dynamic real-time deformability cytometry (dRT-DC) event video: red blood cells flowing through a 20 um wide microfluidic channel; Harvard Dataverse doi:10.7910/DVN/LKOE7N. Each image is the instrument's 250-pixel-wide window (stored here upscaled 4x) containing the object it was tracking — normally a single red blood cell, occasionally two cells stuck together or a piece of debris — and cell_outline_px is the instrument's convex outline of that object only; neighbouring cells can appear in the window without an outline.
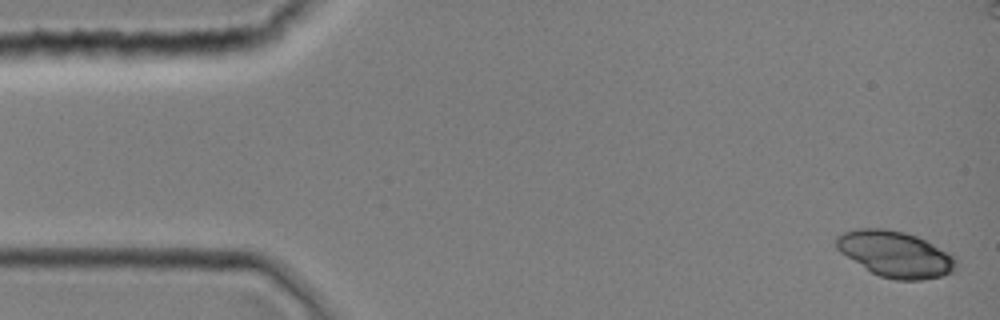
{"species": "common noctule bat (a hibernating species)", "species_latin": "Nyctalus noctula", "temperature_condition": "room temperature", "stored_images_in_passage": 38, "segment_of_instrument_passage": [1, 2], "camera_frame_rate_fps": 3000, "um_per_image_px": 0.085, "animal": {"sex": "female", "body_mass_g": 19.0, "forearm_length_mm": 51.5}, "frame": {"image": 1, "passage_image": 1, "time_ms": 0.0, "image_size_px": [1000, 320], "cell_outline_px": [[960, 260], [956, 272], [944, 276], [920, 280], [896, 280], [880, 276], [872, 272], [840, 252], [836, 248], [836, 236], [844, 232], [856, 228], [884, 228], [904, 232], [916, 236], [952, 252]], "centroid_in_image_um": [76.2, 21.6], "position_along_channel_um": 8.8, "area_um2": 32.6}}
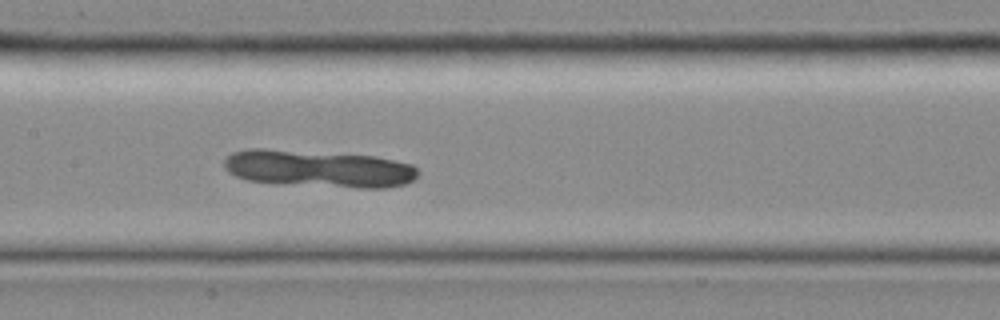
{"frame": {"image": 2, "passage_image": 18, "time_ms": 5.667, "image_size_px": [1000, 320], "cell_outline_px": [[420, 172], [412, 180], [404, 184], [388, 188], [356, 188], [276, 184], [248, 180], [236, 176], [228, 172], [224, 168], [224, 160], [232, 152], [248, 148], [264, 148], [376, 156], [412, 164]], "centroid_in_image_um": [27.06, 14.34], "position_along_channel_um": 180.3, "area_um2": 42.6}}
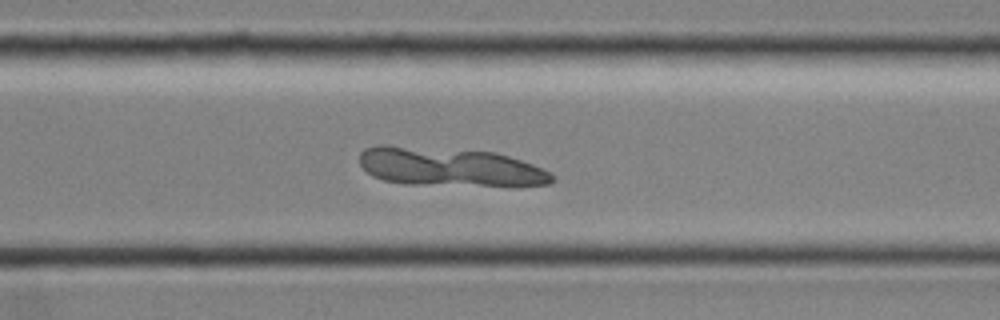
{"frame": {"image": 3, "passage_image": 27, "time_ms": 8.667, "image_size_px": [1000, 320], "cell_outline_px": [[556, 180], [548, 184], [408, 184], [384, 180], [372, 176], [360, 164], [360, 152], [364, 148], [376, 144], [388, 144], [496, 152], [532, 164], [552, 172]], "centroid_in_image_um": [38.13, 14.15], "position_along_channel_um": 332.5, "area_um2": 42.95}}